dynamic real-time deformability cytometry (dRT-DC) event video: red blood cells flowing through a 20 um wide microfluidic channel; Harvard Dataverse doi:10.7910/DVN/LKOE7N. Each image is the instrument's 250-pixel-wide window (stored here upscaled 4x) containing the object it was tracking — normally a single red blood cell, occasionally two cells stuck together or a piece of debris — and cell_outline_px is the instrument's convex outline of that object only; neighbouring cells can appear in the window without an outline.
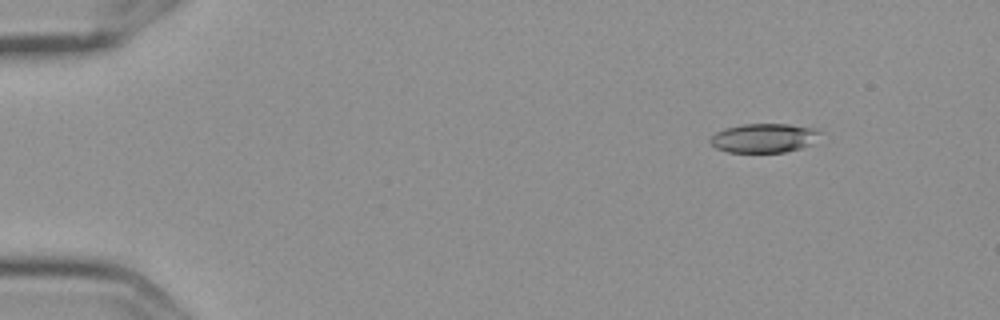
{"species": "Egyptian fruit bat (a non-hibernating species)", "species_latin": "Rousettus aegyptiacus", "temperature_condition": "cold", "stored_images_in_passage": 5, "segment_of_instrument_passage": [1, 2], "camera_frame_rate_fps": 3000, "um_per_image_px": 0.085, "frame": {"image": 1, "passage_image": 2, "time_ms": 0.333, "image_size_px": [1000, 320], "cell_outline_px": [[824, 132], [812, 144], [800, 148], [784, 152], [728, 152], [716, 148], [708, 140], [716, 132], [724, 128], [744, 124], [788, 124], [816, 128]], "centroid_in_image_um": [64.97, 11.72], "position_along_channel_um": 20.0, "area_um2": 18.79}}